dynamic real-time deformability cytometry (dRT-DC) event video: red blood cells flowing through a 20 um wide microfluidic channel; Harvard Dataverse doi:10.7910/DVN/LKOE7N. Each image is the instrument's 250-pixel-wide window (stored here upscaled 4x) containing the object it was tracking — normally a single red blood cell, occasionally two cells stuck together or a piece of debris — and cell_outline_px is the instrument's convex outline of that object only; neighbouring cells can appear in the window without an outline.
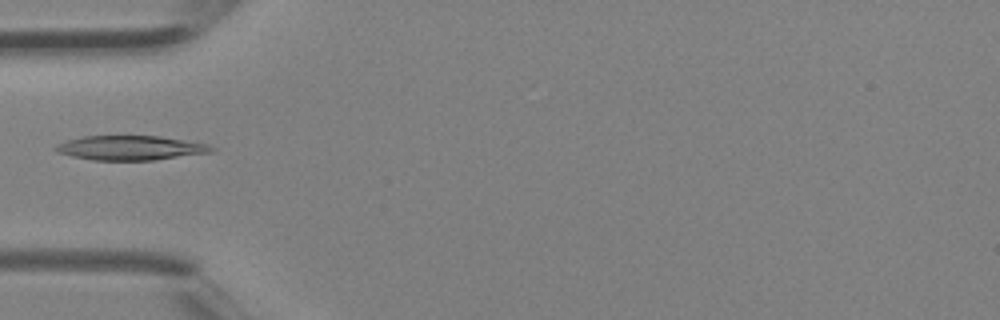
{"species": "Egyptian fruit bat (a non-hibernating species)", "species_latin": "Rousettus aegyptiacus", "temperature_condition": "room temperature", "stored_images_in_passage": 2, "camera_frame_rate_fps": 3000, "um_per_image_px": 0.085, "animal": {"sex": "female"}, "frame": {"image": 1, "passage_image": 2, "time_ms": 0.333, "image_size_px": [1000, 320], "cell_outline_px": [[216, 148], [212, 152], [152, 160], [92, 160], [72, 156], [56, 152], [52, 148], [56, 144], [68, 140], [84, 136], [160, 136], [208, 144]], "centroid_in_image_um": [11.06, 12.57], "position_along_channel_um": 73.9, "area_um2": 22.14}}